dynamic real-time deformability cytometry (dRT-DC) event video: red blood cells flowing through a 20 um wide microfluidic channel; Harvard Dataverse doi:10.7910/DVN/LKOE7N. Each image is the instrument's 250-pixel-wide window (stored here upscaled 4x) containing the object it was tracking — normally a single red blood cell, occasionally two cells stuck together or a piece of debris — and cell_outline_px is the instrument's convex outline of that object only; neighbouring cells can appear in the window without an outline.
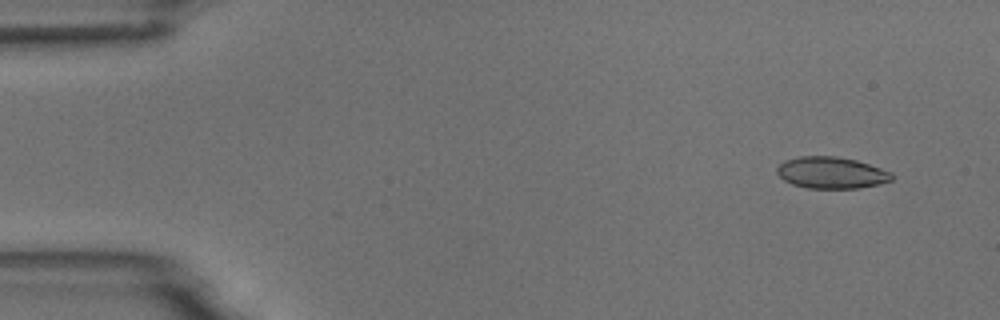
{"species": "common noctule bat (a hibernating species)", "species_latin": "Nyctalus noctula", "temperature_condition": "room temperature", "stored_images_in_passage": 9, "camera_frame_rate_fps": 3000, "um_per_image_px": 0.085, "animal": {"sex": "male", "body_mass_g": 18.8}, "frame": {"image": 1, "passage_image": 1, "time_ms": 0.0, "image_size_px": [1000, 320], "cell_outline_px": [[892, 180], [880, 184], [860, 188], [808, 188], [792, 184], [784, 180], [776, 172], [776, 168], [784, 160], [800, 156], [836, 156], [856, 160], [892, 172]], "centroid_in_image_um": [70.65, 14.68], "position_along_channel_um": 14.3, "area_um2": 21.15}}
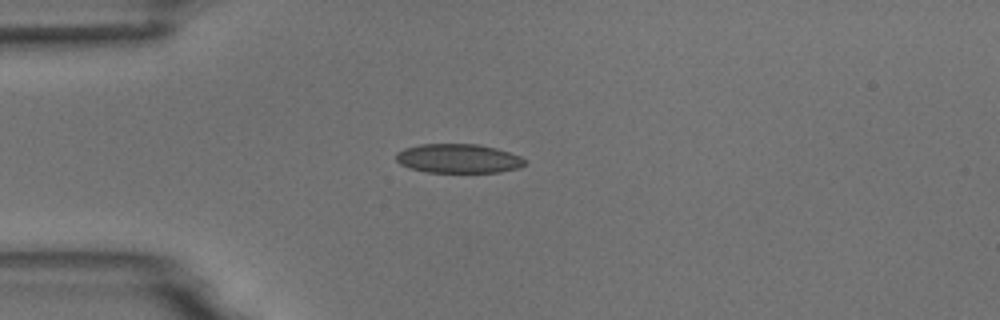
{"frame": {"image": 2, "passage_image": 3, "time_ms": 3.333, "image_size_px": [1000, 320], "cell_outline_px": [[528, 160], [520, 168], [500, 172], [428, 172], [408, 168], [400, 164], [396, 160], [396, 152], [404, 148], [420, 144], [476, 144], [496, 148], [520, 156]], "centroid_in_image_um": [38.95, 13.47], "position_along_channel_um": 46.0, "area_um2": 21.96}}